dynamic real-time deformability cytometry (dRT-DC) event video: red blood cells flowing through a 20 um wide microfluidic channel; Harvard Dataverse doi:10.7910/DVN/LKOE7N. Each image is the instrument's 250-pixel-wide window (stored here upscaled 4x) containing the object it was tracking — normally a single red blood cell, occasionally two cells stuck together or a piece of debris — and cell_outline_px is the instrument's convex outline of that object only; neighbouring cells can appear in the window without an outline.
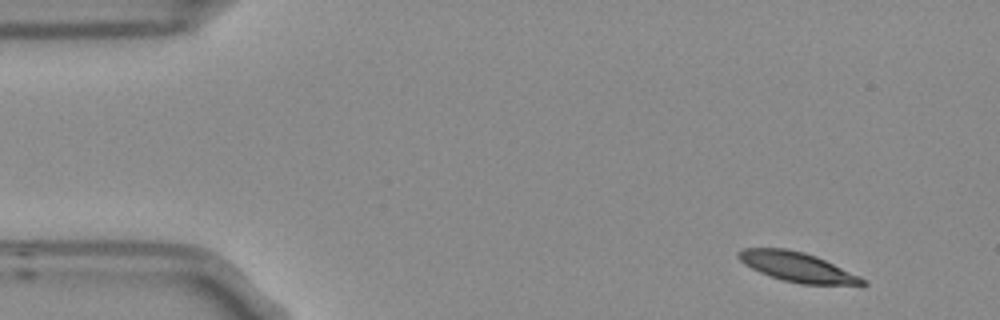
{"species": "Egyptian fruit bat (a non-hibernating species)", "species_latin": "Rousettus aegyptiacus", "temperature_condition": "room temperature", "stored_images_in_passage": 4, "camera_frame_rate_fps": 3000, "um_per_image_px": 0.085, "frame": {"image": 1, "passage_image": 1, "time_ms": 0.0, "image_size_px": [1000, 320], "cell_outline_px": [[868, 284], [800, 284], [784, 280], [760, 272], [744, 264], [736, 256], [736, 252], [744, 248], [784, 248], [804, 252], [816, 256], [860, 276], [868, 280]], "centroid_in_image_um": [67.75, 22.68], "position_along_channel_um": 17.3, "area_um2": 21.1}}
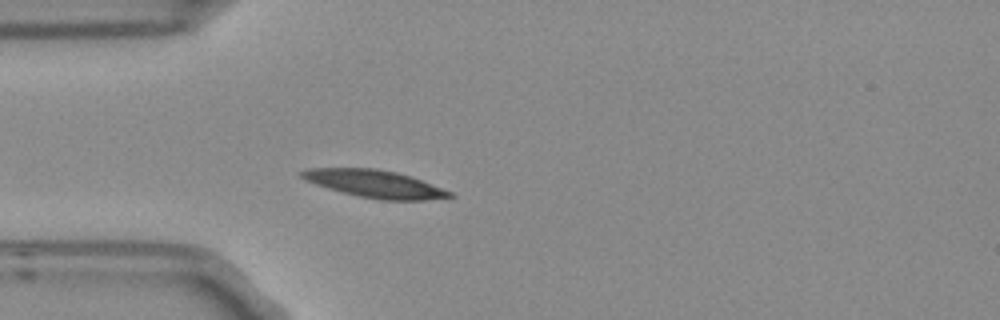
{"frame": {"image": 2, "passage_image": 4, "time_ms": 1.0, "image_size_px": [1000, 320], "cell_outline_px": [[456, 196], [424, 200], [380, 200], [360, 196], [328, 188], [304, 180], [300, 176], [300, 172], [308, 168], [376, 168], [396, 172], [420, 180], [452, 192]], "centroid_in_image_um": [31.83, 15.62], "position_along_channel_um": 53.2, "area_um2": 23.35}}